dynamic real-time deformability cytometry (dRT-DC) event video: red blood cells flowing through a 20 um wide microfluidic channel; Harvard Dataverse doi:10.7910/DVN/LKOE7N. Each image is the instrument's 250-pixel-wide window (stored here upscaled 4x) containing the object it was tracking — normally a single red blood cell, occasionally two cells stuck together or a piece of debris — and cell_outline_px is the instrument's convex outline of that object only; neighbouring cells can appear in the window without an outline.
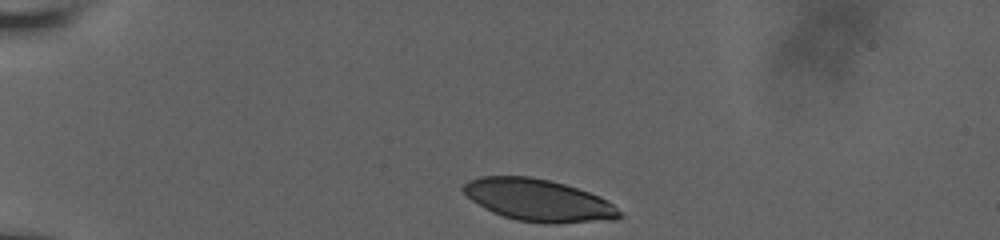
{"species": "human", "species_latin": "Homo sapiens", "temperature_condition": "room temperature", "stored_images_in_passage": 35, "camera_frame_rate_fps": 3000, "um_per_image_px": 0.085, "donor": {"sex": "male"}, "frame": {"image": 1, "passage_image": 1, "time_ms": 0.0, "image_size_px": [1000, 240], "cell_outline_px": [[624, 216], [616, 220], [548, 224], [544, 224], [516, 220], [492, 212], [484, 208], [472, 200], [460, 188], [468, 180], [480, 176], [528, 176], [548, 180], [564, 184], [600, 196], [612, 204]], "centroid_in_image_um": [45.77, 17.03], "position_along_channel_um": 39.2, "area_um2": 38.32}}
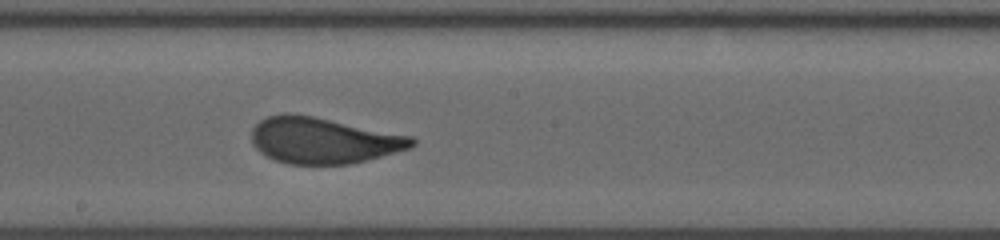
{"frame": {"image": 2, "passage_image": 20, "time_ms": 6.333, "image_size_px": [1000, 240], "cell_outline_px": [[416, 144], [408, 148], [396, 152], [352, 164], [288, 164], [276, 160], [260, 152], [252, 144], [252, 128], [260, 120], [268, 116], [284, 112], [288, 112], [312, 116], [412, 136], [416, 140]], "centroid_in_image_um": [27.46, 11.93], "position_along_channel_um": 220.7, "area_um2": 42.95}}
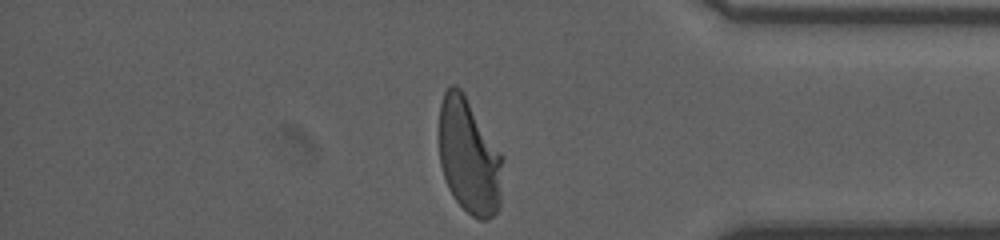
{"frame": {"image": 3, "passage_image": 35, "time_ms": 11.333, "image_size_px": [1000, 240], "cell_outline_px": [[504, 160], [500, 208], [488, 220], [480, 220], [472, 216], [452, 196], [448, 188], [440, 164], [440, 104], [444, 92], [452, 84], [456, 84], [464, 92], [504, 156]], "centroid_in_image_um": [39.91, 13.29], "position_along_channel_um": 395.3, "area_um2": 43.41}, "authors_computed_cell_mechanics": {"area_um2": 43.1766, "velocity_mm_per_s": 3.8192, "shape_relaxation_time_tau1_ms": 6.3891, "shape_relaxation_time_tau2_ms": null, "deformation_change_tau1": 0.2296, "deformation_change_tau2": null}}